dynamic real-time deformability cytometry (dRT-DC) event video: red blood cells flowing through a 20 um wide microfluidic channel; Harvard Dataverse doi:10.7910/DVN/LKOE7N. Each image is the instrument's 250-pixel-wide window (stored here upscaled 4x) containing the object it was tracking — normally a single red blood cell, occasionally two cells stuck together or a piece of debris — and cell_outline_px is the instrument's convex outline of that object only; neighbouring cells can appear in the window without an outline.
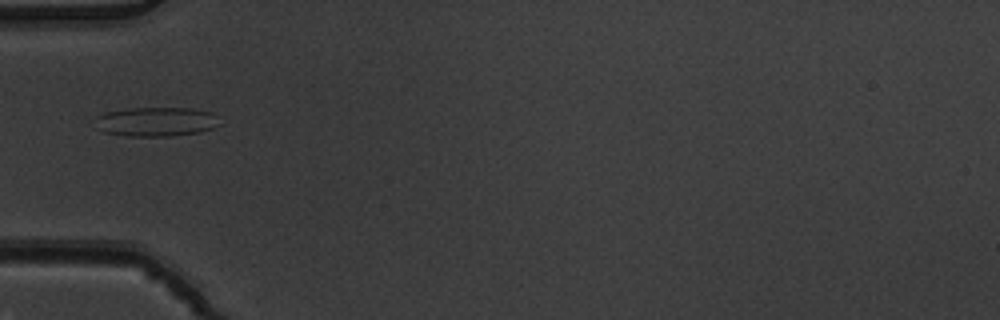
{"species": "common noctule bat (a hibernating species)", "species_latin": "Nyctalus noctula", "temperature_condition": "warm", "stored_images_in_passage": 1, "camera_frame_rate_fps": 3000, "um_per_image_px": 0.085, "animal": {"sex": "male", "body_mass_g": 19.5, "forearm_length_mm": 54.6}, "frame": {"image": 1, "passage_image": 1, "time_ms": 0.0, "image_size_px": [1000, 320], "cell_outline_px": [[224, 124], [200, 132], [172, 136], [124, 136], [104, 132], [92, 128], [96, 116], [108, 112], [128, 108], [192, 108], [212, 112]], "centroid_in_image_um": [13.26, 10.35], "position_along_channel_um": 71.7, "area_um2": 21.73}}